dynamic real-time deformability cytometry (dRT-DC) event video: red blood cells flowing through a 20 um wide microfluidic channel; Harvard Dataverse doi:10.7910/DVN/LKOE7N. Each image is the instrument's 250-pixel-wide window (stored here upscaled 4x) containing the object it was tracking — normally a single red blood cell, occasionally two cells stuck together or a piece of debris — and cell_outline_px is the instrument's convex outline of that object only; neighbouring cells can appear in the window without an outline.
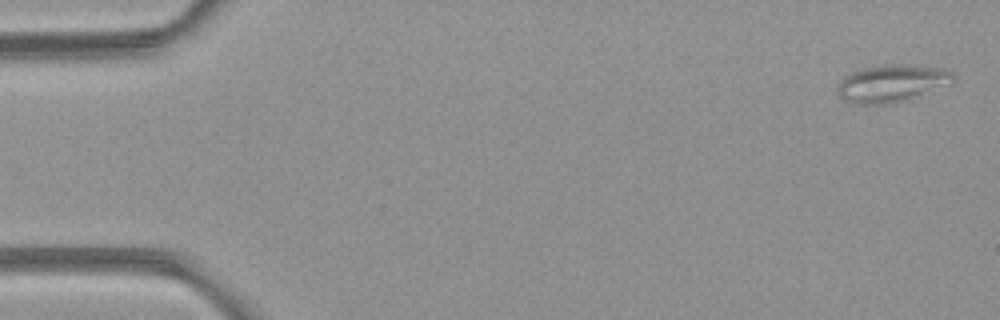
{"species": "common noctule bat (a hibernating species)", "species_latin": "Nyctalus noctula", "temperature_condition": "room temperature", "stored_images_in_passage": 4, "camera_frame_rate_fps": 3000, "um_per_image_px": 0.085, "animal": {"sex": "female", "body_mass_g": 21.9}, "frame": {"image": 1, "passage_image": 1, "time_ms": 0.0, "image_size_px": [1000, 320], "cell_outline_px": [[956, 80], [952, 84], [908, 100], [884, 104], [856, 104], [844, 100], [840, 96], [840, 80], [844, 76], [852, 72], [864, 68], [880, 64], [916, 64], [940, 68], [952, 72], [956, 76]], "centroid_in_image_um": [75.89, 7.07], "position_along_channel_um": 9.1, "area_um2": 25.49}}